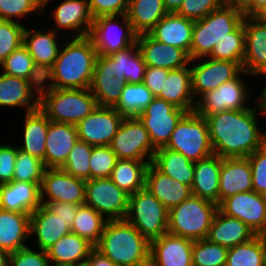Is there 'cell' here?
Segmentation results:
<instances>
[{
    "label": "cell",
    "mask_w": 266,
    "mask_h": 266,
    "mask_svg": "<svg viewBox=\"0 0 266 266\" xmlns=\"http://www.w3.org/2000/svg\"><path fill=\"white\" fill-rule=\"evenodd\" d=\"M89 8L94 19L100 16L126 14L129 0H88Z\"/></svg>",
    "instance_id": "9f6ffc18"
},
{
    "label": "cell",
    "mask_w": 266,
    "mask_h": 266,
    "mask_svg": "<svg viewBox=\"0 0 266 266\" xmlns=\"http://www.w3.org/2000/svg\"><path fill=\"white\" fill-rule=\"evenodd\" d=\"M145 188L168 210L192 195L190 186L163 174L152 163L147 169Z\"/></svg>",
    "instance_id": "83f0119b"
},
{
    "label": "cell",
    "mask_w": 266,
    "mask_h": 266,
    "mask_svg": "<svg viewBox=\"0 0 266 266\" xmlns=\"http://www.w3.org/2000/svg\"><path fill=\"white\" fill-rule=\"evenodd\" d=\"M97 107L90 88L39 90V109L53 122L77 125Z\"/></svg>",
    "instance_id": "277c9868"
},
{
    "label": "cell",
    "mask_w": 266,
    "mask_h": 266,
    "mask_svg": "<svg viewBox=\"0 0 266 266\" xmlns=\"http://www.w3.org/2000/svg\"><path fill=\"white\" fill-rule=\"evenodd\" d=\"M40 206L38 183L12 181L0 185V209L30 215Z\"/></svg>",
    "instance_id": "484cf974"
},
{
    "label": "cell",
    "mask_w": 266,
    "mask_h": 266,
    "mask_svg": "<svg viewBox=\"0 0 266 266\" xmlns=\"http://www.w3.org/2000/svg\"><path fill=\"white\" fill-rule=\"evenodd\" d=\"M218 210L226 216L237 218L250 227L256 235L266 236V195L241 192L223 199Z\"/></svg>",
    "instance_id": "4fadbf2b"
},
{
    "label": "cell",
    "mask_w": 266,
    "mask_h": 266,
    "mask_svg": "<svg viewBox=\"0 0 266 266\" xmlns=\"http://www.w3.org/2000/svg\"><path fill=\"white\" fill-rule=\"evenodd\" d=\"M95 248L117 266L150 265V242L125 219L108 220Z\"/></svg>",
    "instance_id": "3957f363"
},
{
    "label": "cell",
    "mask_w": 266,
    "mask_h": 266,
    "mask_svg": "<svg viewBox=\"0 0 266 266\" xmlns=\"http://www.w3.org/2000/svg\"><path fill=\"white\" fill-rule=\"evenodd\" d=\"M168 13H176L184 0H162Z\"/></svg>",
    "instance_id": "be15d7a7"
},
{
    "label": "cell",
    "mask_w": 266,
    "mask_h": 266,
    "mask_svg": "<svg viewBox=\"0 0 266 266\" xmlns=\"http://www.w3.org/2000/svg\"><path fill=\"white\" fill-rule=\"evenodd\" d=\"M167 13L162 0H129L126 15L139 35L148 33Z\"/></svg>",
    "instance_id": "f35d334b"
},
{
    "label": "cell",
    "mask_w": 266,
    "mask_h": 266,
    "mask_svg": "<svg viewBox=\"0 0 266 266\" xmlns=\"http://www.w3.org/2000/svg\"><path fill=\"white\" fill-rule=\"evenodd\" d=\"M247 158L252 171L253 191L266 195V142Z\"/></svg>",
    "instance_id": "db71d44e"
},
{
    "label": "cell",
    "mask_w": 266,
    "mask_h": 266,
    "mask_svg": "<svg viewBox=\"0 0 266 266\" xmlns=\"http://www.w3.org/2000/svg\"><path fill=\"white\" fill-rule=\"evenodd\" d=\"M32 31L24 29L23 45L27 48L37 68L45 76L54 65L60 51L56 40L58 33L52 28L48 33L41 32L40 29Z\"/></svg>",
    "instance_id": "f546056e"
},
{
    "label": "cell",
    "mask_w": 266,
    "mask_h": 266,
    "mask_svg": "<svg viewBox=\"0 0 266 266\" xmlns=\"http://www.w3.org/2000/svg\"><path fill=\"white\" fill-rule=\"evenodd\" d=\"M85 183L86 180L76 178L61 168H46L40 185V200L83 205Z\"/></svg>",
    "instance_id": "9a60e30c"
},
{
    "label": "cell",
    "mask_w": 266,
    "mask_h": 266,
    "mask_svg": "<svg viewBox=\"0 0 266 266\" xmlns=\"http://www.w3.org/2000/svg\"><path fill=\"white\" fill-rule=\"evenodd\" d=\"M252 190V171L248 158H221L219 203L229 196Z\"/></svg>",
    "instance_id": "cb8c5ba5"
},
{
    "label": "cell",
    "mask_w": 266,
    "mask_h": 266,
    "mask_svg": "<svg viewBox=\"0 0 266 266\" xmlns=\"http://www.w3.org/2000/svg\"><path fill=\"white\" fill-rule=\"evenodd\" d=\"M125 83L114 76L111 71V56L98 55L90 90L97 105L115 107L120 100Z\"/></svg>",
    "instance_id": "603a6c76"
},
{
    "label": "cell",
    "mask_w": 266,
    "mask_h": 266,
    "mask_svg": "<svg viewBox=\"0 0 266 266\" xmlns=\"http://www.w3.org/2000/svg\"><path fill=\"white\" fill-rule=\"evenodd\" d=\"M50 120L38 108L25 113L23 145L17 148L43 161L46 152V137Z\"/></svg>",
    "instance_id": "d590c367"
},
{
    "label": "cell",
    "mask_w": 266,
    "mask_h": 266,
    "mask_svg": "<svg viewBox=\"0 0 266 266\" xmlns=\"http://www.w3.org/2000/svg\"><path fill=\"white\" fill-rule=\"evenodd\" d=\"M229 248L204 238L194 240L192 266H225Z\"/></svg>",
    "instance_id": "bcb514c9"
},
{
    "label": "cell",
    "mask_w": 266,
    "mask_h": 266,
    "mask_svg": "<svg viewBox=\"0 0 266 266\" xmlns=\"http://www.w3.org/2000/svg\"><path fill=\"white\" fill-rule=\"evenodd\" d=\"M18 148L0 144V185L13 181Z\"/></svg>",
    "instance_id": "6f0895ef"
},
{
    "label": "cell",
    "mask_w": 266,
    "mask_h": 266,
    "mask_svg": "<svg viewBox=\"0 0 266 266\" xmlns=\"http://www.w3.org/2000/svg\"><path fill=\"white\" fill-rule=\"evenodd\" d=\"M24 29L20 22L0 19V63L23 44Z\"/></svg>",
    "instance_id": "681fc988"
},
{
    "label": "cell",
    "mask_w": 266,
    "mask_h": 266,
    "mask_svg": "<svg viewBox=\"0 0 266 266\" xmlns=\"http://www.w3.org/2000/svg\"><path fill=\"white\" fill-rule=\"evenodd\" d=\"M84 194V204L100 213L107 221L126 217L129 195L110 178L86 180Z\"/></svg>",
    "instance_id": "8fae6325"
},
{
    "label": "cell",
    "mask_w": 266,
    "mask_h": 266,
    "mask_svg": "<svg viewBox=\"0 0 266 266\" xmlns=\"http://www.w3.org/2000/svg\"><path fill=\"white\" fill-rule=\"evenodd\" d=\"M116 17V15L100 16L93 21L88 36L91 38L98 55H111L137 41L138 34L133 30L127 15L122 14L119 17L124 27L119 25Z\"/></svg>",
    "instance_id": "30bf717a"
},
{
    "label": "cell",
    "mask_w": 266,
    "mask_h": 266,
    "mask_svg": "<svg viewBox=\"0 0 266 266\" xmlns=\"http://www.w3.org/2000/svg\"><path fill=\"white\" fill-rule=\"evenodd\" d=\"M95 248L88 240L70 232L46 250L52 266H83Z\"/></svg>",
    "instance_id": "4316f807"
},
{
    "label": "cell",
    "mask_w": 266,
    "mask_h": 266,
    "mask_svg": "<svg viewBox=\"0 0 266 266\" xmlns=\"http://www.w3.org/2000/svg\"><path fill=\"white\" fill-rule=\"evenodd\" d=\"M50 212L58 215L71 228L79 205L68 202H41Z\"/></svg>",
    "instance_id": "91938a15"
},
{
    "label": "cell",
    "mask_w": 266,
    "mask_h": 266,
    "mask_svg": "<svg viewBox=\"0 0 266 266\" xmlns=\"http://www.w3.org/2000/svg\"><path fill=\"white\" fill-rule=\"evenodd\" d=\"M151 163L163 174L192 187L194 162L183 154L161 147L156 149Z\"/></svg>",
    "instance_id": "74e56055"
},
{
    "label": "cell",
    "mask_w": 266,
    "mask_h": 266,
    "mask_svg": "<svg viewBox=\"0 0 266 266\" xmlns=\"http://www.w3.org/2000/svg\"><path fill=\"white\" fill-rule=\"evenodd\" d=\"M244 17V13L239 9L222 5L203 19L194 21L190 62L207 57L215 44L230 36V32L243 21Z\"/></svg>",
    "instance_id": "5b68a950"
},
{
    "label": "cell",
    "mask_w": 266,
    "mask_h": 266,
    "mask_svg": "<svg viewBox=\"0 0 266 266\" xmlns=\"http://www.w3.org/2000/svg\"><path fill=\"white\" fill-rule=\"evenodd\" d=\"M266 236L256 235L250 241L228 250L225 266H265Z\"/></svg>",
    "instance_id": "b9f144b4"
},
{
    "label": "cell",
    "mask_w": 266,
    "mask_h": 266,
    "mask_svg": "<svg viewBox=\"0 0 266 266\" xmlns=\"http://www.w3.org/2000/svg\"><path fill=\"white\" fill-rule=\"evenodd\" d=\"M222 5L223 0H184L176 14L192 21H198Z\"/></svg>",
    "instance_id": "f5cc1de1"
},
{
    "label": "cell",
    "mask_w": 266,
    "mask_h": 266,
    "mask_svg": "<svg viewBox=\"0 0 266 266\" xmlns=\"http://www.w3.org/2000/svg\"><path fill=\"white\" fill-rule=\"evenodd\" d=\"M39 11L42 15V0H0V19L18 22L29 13Z\"/></svg>",
    "instance_id": "816d5d0a"
},
{
    "label": "cell",
    "mask_w": 266,
    "mask_h": 266,
    "mask_svg": "<svg viewBox=\"0 0 266 266\" xmlns=\"http://www.w3.org/2000/svg\"><path fill=\"white\" fill-rule=\"evenodd\" d=\"M45 169L42 160L18 149L13 181L33 182L41 185Z\"/></svg>",
    "instance_id": "c3c4849f"
},
{
    "label": "cell",
    "mask_w": 266,
    "mask_h": 266,
    "mask_svg": "<svg viewBox=\"0 0 266 266\" xmlns=\"http://www.w3.org/2000/svg\"><path fill=\"white\" fill-rule=\"evenodd\" d=\"M0 106L25 107L26 113L34 111L39 108V89L27 79L0 72Z\"/></svg>",
    "instance_id": "d4e9b609"
},
{
    "label": "cell",
    "mask_w": 266,
    "mask_h": 266,
    "mask_svg": "<svg viewBox=\"0 0 266 266\" xmlns=\"http://www.w3.org/2000/svg\"><path fill=\"white\" fill-rule=\"evenodd\" d=\"M52 0H42V13H44L45 8L49 6Z\"/></svg>",
    "instance_id": "89a4df30"
},
{
    "label": "cell",
    "mask_w": 266,
    "mask_h": 266,
    "mask_svg": "<svg viewBox=\"0 0 266 266\" xmlns=\"http://www.w3.org/2000/svg\"><path fill=\"white\" fill-rule=\"evenodd\" d=\"M255 236V232L241 220L226 216L217 210L206 239L231 248L248 242Z\"/></svg>",
    "instance_id": "d6a6232c"
},
{
    "label": "cell",
    "mask_w": 266,
    "mask_h": 266,
    "mask_svg": "<svg viewBox=\"0 0 266 266\" xmlns=\"http://www.w3.org/2000/svg\"><path fill=\"white\" fill-rule=\"evenodd\" d=\"M107 220L90 206L79 205L71 232L96 246L101 238Z\"/></svg>",
    "instance_id": "7bdbcfd3"
},
{
    "label": "cell",
    "mask_w": 266,
    "mask_h": 266,
    "mask_svg": "<svg viewBox=\"0 0 266 266\" xmlns=\"http://www.w3.org/2000/svg\"><path fill=\"white\" fill-rule=\"evenodd\" d=\"M264 83H266V82H264ZM258 99H259L261 106H262V109H263L262 113L266 115V85L263 88V90H261V93H260Z\"/></svg>",
    "instance_id": "003e7915"
},
{
    "label": "cell",
    "mask_w": 266,
    "mask_h": 266,
    "mask_svg": "<svg viewBox=\"0 0 266 266\" xmlns=\"http://www.w3.org/2000/svg\"><path fill=\"white\" fill-rule=\"evenodd\" d=\"M189 67L188 65L170 70L157 97L179 109L192 112L195 110L197 99L194 98L192 92L191 69Z\"/></svg>",
    "instance_id": "1f68e13d"
},
{
    "label": "cell",
    "mask_w": 266,
    "mask_h": 266,
    "mask_svg": "<svg viewBox=\"0 0 266 266\" xmlns=\"http://www.w3.org/2000/svg\"><path fill=\"white\" fill-rule=\"evenodd\" d=\"M78 141L76 125L50 121L46 137L45 168H61Z\"/></svg>",
    "instance_id": "7402d4cb"
},
{
    "label": "cell",
    "mask_w": 266,
    "mask_h": 266,
    "mask_svg": "<svg viewBox=\"0 0 266 266\" xmlns=\"http://www.w3.org/2000/svg\"><path fill=\"white\" fill-rule=\"evenodd\" d=\"M218 205L206 199L191 195L168 214V233L201 240L207 237Z\"/></svg>",
    "instance_id": "8992f818"
},
{
    "label": "cell",
    "mask_w": 266,
    "mask_h": 266,
    "mask_svg": "<svg viewBox=\"0 0 266 266\" xmlns=\"http://www.w3.org/2000/svg\"><path fill=\"white\" fill-rule=\"evenodd\" d=\"M257 103L258 108L227 110L205 117L215 155L221 158L248 157L266 142V133L259 131L256 116L263 109L259 99Z\"/></svg>",
    "instance_id": "6da1fadb"
},
{
    "label": "cell",
    "mask_w": 266,
    "mask_h": 266,
    "mask_svg": "<svg viewBox=\"0 0 266 266\" xmlns=\"http://www.w3.org/2000/svg\"><path fill=\"white\" fill-rule=\"evenodd\" d=\"M117 160L109 145L93 146L90 157V179L110 178Z\"/></svg>",
    "instance_id": "f907efd6"
},
{
    "label": "cell",
    "mask_w": 266,
    "mask_h": 266,
    "mask_svg": "<svg viewBox=\"0 0 266 266\" xmlns=\"http://www.w3.org/2000/svg\"><path fill=\"white\" fill-rule=\"evenodd\" d=\"M255 20L266 23V3L260 6L252 15Z\"/></svg>",
    "instance_id": "e7e4bbea"
},
{
    "label": "cell",
    "mask_w": 266,
    "mask_h": 266,
    "mask_svg": "<svg viewBox=\"0 0 266 266\" xmlns=\"http://www.w3.org/2000/svg\"><path fill=\"white\" fill-rule=\"evenodd\" d=\"M154 98L144 83H126L114 108L124 117H137Z\"/></svg>",
    "instance_id": "ee69618b"
},
{
    "label": "cell",
    "mask_w": 266,
    "mask_h": 266,
    "mask_svg": "<svg viewBox=\"0 0 266 266\" xmlns=\"http://www.w3.org/2000/svg\"><path fill=\"white\" fill-rule=\"evenodd\" d=\"M244 53L245 30L243 20L230 32V36L215 44L211 53L206 58L238 62L242 66Z\"/></svg>",
    "instance_id": "f6af8a7d"
},
{
    "label": "cell",
    "mask_w": 266,
    "mask_h": 266,
    "mask_svg": "<svg viewBox=\"0 0 266 266\" xmlns=\"http://www.w3.org/2000/svg\"><path fill=\"white\" fill-rule=\"evenodd\" d=\"M9 252L0 248V266H9Z\"/></svg>",
    "instance_id": "03108f58"
},
{
    "label": "cell",
    "mask_w": 266,
    "mask_h": 266,
    "mask_svg": "<svg viewBox=\"0 0 266 266\" xmlns=\"http://www.w3.org/2000/svg\"><path fill=\"white\" fill-rule=\"evenodd\" d=\"M245 53L243 70L251 75L266 77V23L251 16L244 17Z\"/></svg>",
    "instance_id": "ffe728a7"
},
{
    "label": "cell",
    "mask_w": 266,
    "mask_h": 266,
    "mask_svg": "<svg viewBox=\"0 0 266 266\" xmlns=\"http://www.w3.org/2000/svg\"><path fill=\"white\" fill-rule=\"evenodd\" d=\"M46 251H34L28 246L9 254V266H50Z\"/></svg>",
    "instance_id": "11a10c76"
},
{
    "label": "cell",
    "mask_w": 266,
    "mask_h": 266,
    "mask_svg": "<svg viewBox=\"0 0 266 266\" xmlns=\"http://www.w3.org/2000/svg\"><path fill=\"white\" fill-rule=\"evenodd\" d=\"M149 161L118 159L110 179L129 196L145 188Z\"/></svg>",
    "instance_id": "ab89813d"
},
{
    "label": "cell",
    "mask_w": 266,
    "mask_h": 266,
    "mask_svg": "<svg viewBox=\"0 0 266 266\" xmlns=\"http://www.w3.org/2000/svg\"><path fill=\"white\" fill-rule=\"evenodd\" d=\"M165 148L183 154L191 162L213 155L206 118L195 111L187 112L176 125Z\"/></svg>",
    "instance_id": "ba28073f"
},
{
    "label": "cell",
    "mask_w": 266,
    "mask_h": 266,
    "mask_svg": "<svg viewBox=\"0 0 266 266\" xmlns=\"http://www.w3.org/2000/svg\"><path fill=\"white\" fill-rule=\"evenodd\" d=\"M123 119L114 107L98 106L76 125L78 138L91 146L109 145Z\"/></svg>",
    "instance_id": "2e32d148"
},
{
    "label": "cell",
    "mask_w": 266,
    "mask_h": 266,
    "mask_svg": "<svg viewBox=\"0 0 266 266\" xmlns=\"http://www.w3.org/2000/svg\"><path fill=\"white\" fill-rule=\"evenodd\" d=\"M223 5L239 9L245 16H251V0H223Z\"/></svg>",
    "instance_id": "6125c7cd"
},
{
    "label": "cell",
    "mask_w": 266,
    "mask_h": 266,
    "mask_svg": "<svg viewBox=\"0 0 266 266\" xmlns=\"http://www.w3.org/2000/svg\"><path fill=\"white\" fill-rule=\"evenodd\" d=\"M170 70L160 67H146L143 83L151 91V93L157 97Z\"/></svg>",
    "instance_id": "680465c9"
},
{
    "label": "cell",
    "mask_w": 266,
    "mask_h": 266,
    "mask_svg": "<svg viewBox=\"0 0 266 266\" xmlns=\"http://www.w3.org/2000/svg\"><path fill=\"white\" fill-rule=\"evenodd\" d=\"M30 235V215L0 209V248L9 253L27 247Z\"/></svg>",
    "instance_id": "e575fe53"
},
{
    "label": "cell",
    "mask_w": 266,
    "mask_h": 266,
    "mask_svg": "<svg viewBox=\"0 0 266 266\" xmlns=\"http://www.w3.org/2000/svg\"><path fill=\"white\" fill-rule=\"evenodd\" d=\"M109 146L117 159L152 162L156 152L138 117H124Z\"/></svg>",
    "instance_id": "9c48e42d"
},
{
    "label": "cell",
    "mask_w": 266,
    "mask_h": 266,
    "mask_svg": "<svg viewBox=\"0 0 266 266\" xmlns=\"http://www.w3.org/2000/svg\"><path fill=\"white\" fill-rule=\"evenodd\" d=\"M92 148L93 146L79 140L69 152L68 158L61 169L76 178L90 180Z\"/></svg>",
    "instance_id": "7dc6e473"
},
{
    "label": "cell",
    "mask_w": 266,
    "mask_h": 266,
    "mask_svg": "<svg viewBox=\"0 0 266 266\" xmlns=\"http://www.w3.org/2000/svg\"><path fill=\"white\" fill-rule=\"evenodd\" d=\"M191 82L194 97L218 88L241 73L247 74L238 62L210 59L203 60L197 65H191Z\"/></svg>",
    "instance_id": "e0dca14e"
},
{
    "label": "cell",
    "mask_w": 266,
    "mask_h": 266,
    "mask_svg": "<svg viewBox=\"0 0 266 266\" xmlns=\"http://www.w3.org/2000/svg\"><path fill=\"white\" fill-rule=\"evenodd\" d=\"M71 232L67 222L50 212L43 204L30 214V235L35 234L37 247L46 251L57 240Z\"/></svg>",
    "instance_id": "4dcf8cb0"
},
{
    "label": "cell",
    "mask_w": 266,
    "mask_h": 266,
    "mask_svg": "<svg viewBox=\"0 0 266 266\" xmlns=\"http://www.w3.org/2000/svg\"><path fill=\"white\" fill-rule=\"evenodd\" d=\"M136 43L147 66L173 70L190 63V57L184 50L159 42L149 33L139 34Z\"/></svg>",
    "instance_id": "d6986e66"
},
{
    "label": "cell",
    "mask_w": 266,
    "mask_h": 266,
    "mask_svg": "<svg viewBox=\"0 0 266 266\" xmlns=\"http://www.w3.org/2000/svg\"><path fill=\"white\" fill-rule=\"evenodd\" d=\"M193 240L163 234L150 242L149 266H192Z\"/></svg>",
    "instance_id": "ac0fdd59"
},
{
    "label": "cell",
    "mask_w": 266,
    "mask_h": 266,
    "mask_svg": "<svg viewBox=\"0 0 266 266\" xmlns=\"http://www.w3.org/2000/svg\"><path fill=\"white\" fill-rule=\"evenodd\" d=\"M0 67H2L4 74L27 79L39 90L44 85V75L37 68L33 58L23 44L8 55L0 63Z\"/></svg>",
    "instance_id": "60d3db41"
},
{
    "label": "cell",
    "mask_w": 266,
    "mask_h": 266,
    "mask_svg": "<svg viewBox=\"0 0 266 266\" xmlns=\"http://www.w3.org/2000/svg\"><path fill=\"white\" fill-rule=\"evenodd\" d=\"M242 73L229 82L221 84L218 88L210 90L196 100L195 112L206 117L227 110H244L246 106L248 88L245 80L240 77Z\"/></svg>",
    "instance_id": "5bb4252c"
},
{
    "label": "cell",
    "mask_w": 266,
    "mask_h": 266,
    "mask_svg": "<svg viewBox=\"0 0 266 266\" xmlns=\"http://www.w3.org/2000/svg\"><path fill=\"white\" fill-rule=\"evenodd\" d=\"M221 157L211 155L194 162V179L191 187L192 195L219 204V178Z\"/></svg>",
    "instance_id": "836d02e7"
},
{
    "label": "cell",
    "mask_w": 266,
    "mask_h": 266,
    "mask_svg": "<svg viewBox=\"0 0 266 266\" xmlns=\"http://www.w3.org/2000/svg\"><path fill=\"white\" fill-rule=\"evenodd\" d=\"M50 17L56 23L53 30L57 33L64 30H74L72 37L88 36L94 21L88 0H64Z\"/></svg>",
    "instance_id": "44dd1931"
},
{
    "label": "cell",
    "mask_w": 266,
    "mask_h": 266,
    "mask_svg": "<svg viewBox=\"0 0 266 266\" xmlns=\"http://www.w3.org/2000/svg\"><path fill=\"white\" fill-rule=\"evenodd\" d=\"M169 210L146 188L129 196L126 221L149 242L168 233Z\"/></svg>",
    "instance_id": "52a82bcc"
},
{
    "label": "cell",
    "mask_w": 266,
    "mask_h": 266,
    "mask_svg": "<svg viewBox=\"0 0 266 266\" xmlns=\"http://www.w3.org/2000/svg\"><path fill=\"white\" fill-rule=\"evenodd\" d=\"M186 113L155 97L137 117L148 131L153 146L158 149L167 145L176 125Z\"/></svg>",
    "instance_id": "7c38bea8"
},
{
    "label": "cell",
    "mask_w": 266,
    "mask_h": 266,
    "mask_svg": "<svg viewBox=\"0 0 266 266\" xmlns=\"http://www.w3.org/2000/svg\"><path fill=\"white\" fill-rule=\"evenodd\" d=\"M264 3L266 0H251V15Z\"/></svg>",
    "instance_id": "a7ac6f4b"
},
{
    "label": "cell",
    "mask_w": 266,
    "mask_h": 266,
    "mask_svg": "<svg viewBox=\"0 0 266 266\" xmlns=\"http://www.w3.org/2000/svg\"><path fill=\"white\" fill-rule=\"evenodd\" d=\"M111 71L121 82L143 83L147 65L137 43L111 55Z\"/></svg>",
    "instance_id": "8d00e7d4"
},
{
    "label": "cell",
    "mask_w": 266,
    "mask_h": 266,
    "mask_svg": "<svg viewBox=\"0 0 266 266\" xmlns=\"http://www.w3.org/2000/svg\"><path fill=\"white\" fill-rule=\"evenodd\" d=\"M83 266H117L109 258L94 248Z\"/></svg>",
    "instance_id": "94428289"
},
{
    "label": "cell",
    "mask_w": 266,
    "mask_h": 266,
    "mask_svg": "<svg viewBox=\"0 0 266 266\" xmlns=\"http://www.w3.org/2000/svg\"><path fill=\"white\" fill-rule=\"evenodd\" d=\"M194 21L176 13H167L148 33L157 41L178 47L188 55Z\"/></svg>",
    "instance_id": "f1b7e54d"
},
{
    "label": "cell",
    "mask_w": 266,
    "mask_h": 266,
    "mask_svg": "<svg viewBox=\"0 0 266 266\" xmlns=\"http://www.w3.org/2000/svg\"><path fill=\"white\" fill-rule=\"evenodd\" d=\"M61 47L52 68L44 76L42 87L56 89L90 88L98 56L89 36L71 37ZM47 81V82H46Z\"/></svg>",
    "instance_id": "7a4b0ae2"
}]
</instances>
